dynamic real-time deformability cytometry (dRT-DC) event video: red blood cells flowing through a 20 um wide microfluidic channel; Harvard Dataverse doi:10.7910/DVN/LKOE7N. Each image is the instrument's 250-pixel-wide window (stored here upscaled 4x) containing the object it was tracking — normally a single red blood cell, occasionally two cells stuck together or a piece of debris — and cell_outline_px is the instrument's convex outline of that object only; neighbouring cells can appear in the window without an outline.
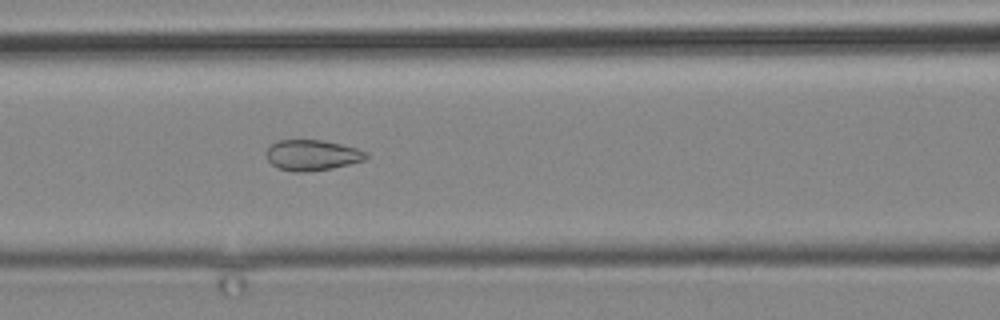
{"species": "common noctule bat (a hibernating species)", "species_latin": "Nyctalus noctula", "temperature_condition": "cold", "stored_images_in_passage": 11, "camera_frame_rate_fps": 3000, "um_per_image_px": 0.085, "animal": {"sex": "male", "body_mass_g": 19.2, "forearm_length_mm": 51.8}, "frame": {"image": 1, "passage_image": 11, "time_ms": 12.333, "image_size_px": [1000, 320], "cell_outline_px": [[368, 156], [364, 160], [332, 168], [304, 172], [296, 172], [280, 168], [272, 164], [268, 160], [264, 152], [276, 140], [320, 140], [340, 144], [356, 148], [368, 152]], "centroid_in_image_um": [26.51, 13.18], "position_along_channel_um": 140.1, "area_um2": 17.69}}